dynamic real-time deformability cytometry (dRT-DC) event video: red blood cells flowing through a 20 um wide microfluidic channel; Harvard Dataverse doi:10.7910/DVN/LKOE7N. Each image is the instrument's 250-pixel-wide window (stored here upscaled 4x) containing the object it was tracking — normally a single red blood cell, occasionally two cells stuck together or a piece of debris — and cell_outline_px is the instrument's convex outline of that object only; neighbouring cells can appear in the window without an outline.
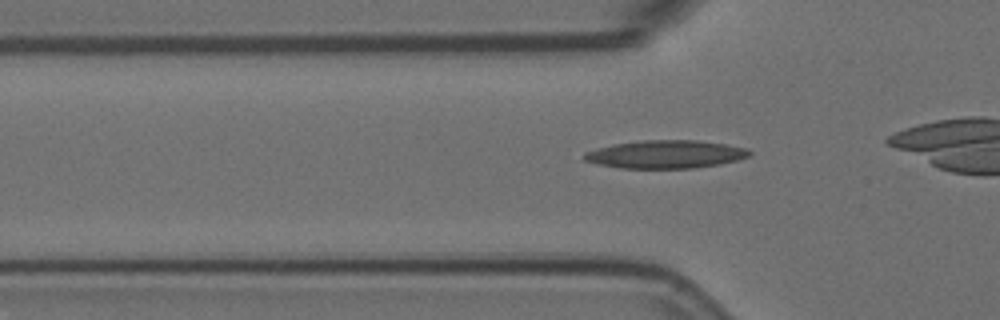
{"species": "Egyptian fruit bat (a non-hibernating species)", "species_latin": "Rousettus aegyptiacus", "temperature_condition": "room temperature", "stored_images_in_passage": 33, "camera_frame_rate_fps": 3000, "um_per_image_px": 0.085, "animal": {"sex": "female"}, "frame": {"image": 1, "passage_image": 6, "time_ms": 1.667, "image_size_px": [1000, 320], "cell_outline_px": [[752, 152], [748, 156], [736, 160], [720, 164], [692, 168], [620, 168], [600, 164], [584, 160], [584, 152], [596, 148], [612, 144], [640, 140], [696, 140], [724, 144], [748, 148]], "centroid_in_image_um": [56.56, 13.11], "position_along_channel_um": 69.2, "area_um2": 26.93}}
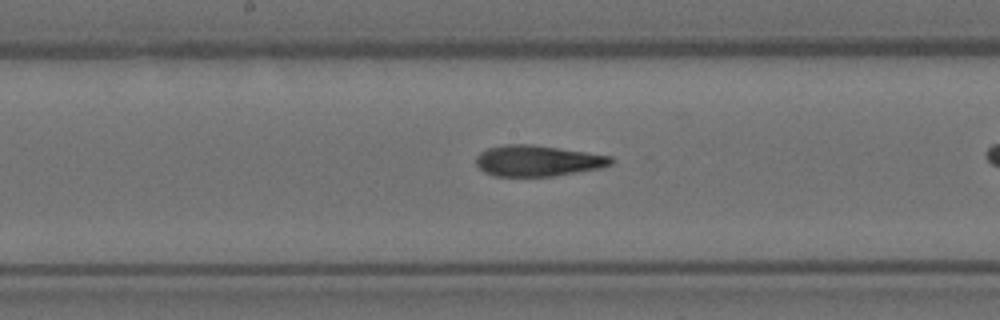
{"frame": {"image": 2, "passage_image": 17, "time_ms": 5.333, "image_size_px": [1000, 320], "cell_outline_px": [[612, 164], [600, 168], [556, 176], [492, 176], [484, 172], [476, 164], [476, 156], [480, 152], [488, 148], [504, 144], [532, 144], [612, 156]], "centroid_in_image_um": [45.68, 13.67], "position_along_channel_um": 202.5, "area_um2": 24.39}}
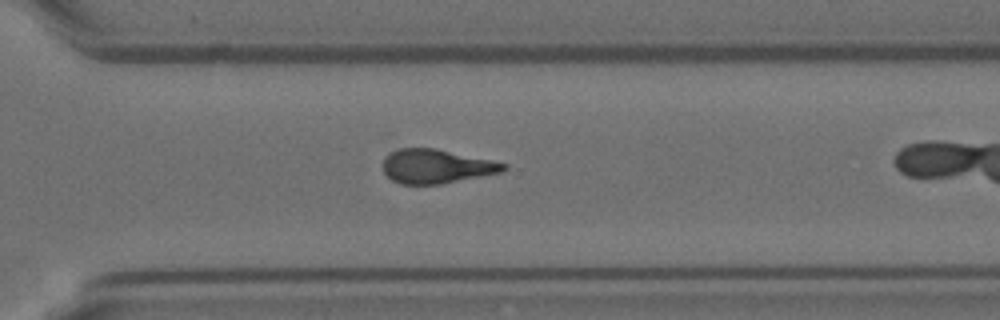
{"frame": {"image": 3, "passage_image": 28, "time_ms": 9.0, "image_size_px": [1000, 320], "cell_outline_px": [[508, 168], [500, 172], [440, 184], [400, 184], [392, 180], [384, 172], [384, 156], [400, 148], [432, 148], [508, 164]], "centroid_in_image_um": [37.05, 14.14], "position_along_channel_um": 333.6, "area_um2": 23.41}}